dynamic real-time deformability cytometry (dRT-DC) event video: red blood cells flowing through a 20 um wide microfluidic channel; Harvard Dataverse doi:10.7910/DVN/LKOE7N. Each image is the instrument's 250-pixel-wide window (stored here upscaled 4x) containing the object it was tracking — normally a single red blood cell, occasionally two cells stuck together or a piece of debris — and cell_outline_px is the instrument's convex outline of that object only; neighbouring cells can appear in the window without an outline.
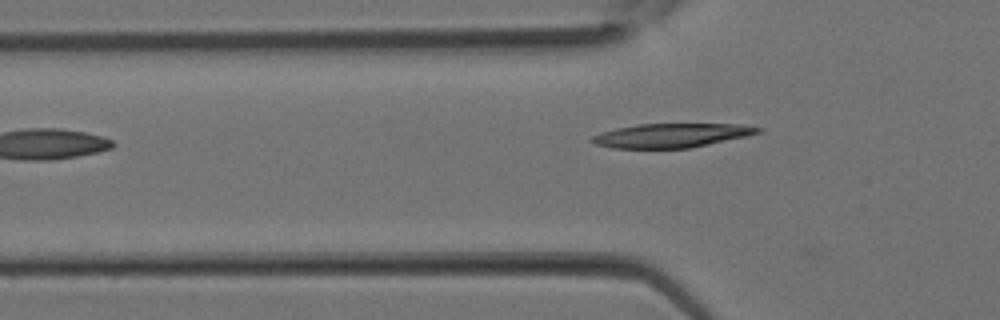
{"species": "Egyptian fruit bat (a non-hibernating species)", "species_latin": "Rousettus aegyptiacus", "temperature_condition": "room temperature", "stored_images_in_passage": 4, "camera_frame_rate_fps": 3000, "um_per_image_px": 0.085, "animal": {"sex": "female"}, "frame": {"image": 1, "passage_image": 4, "time_ms": 1.0, "image_size_px": [1000, 320], "cell_outline_px": [[764, 128], [760, 132], [748, 136], [688, 148], [612, 148], [596, 144], [588, 140], [592, 136], [600, 132], [616, 128], [636, 124], [740, 124]], "centroid_in_image_um": [57.05, 11.51], "position_along_channel_um": 68.7, "area_um2": 23.29}}